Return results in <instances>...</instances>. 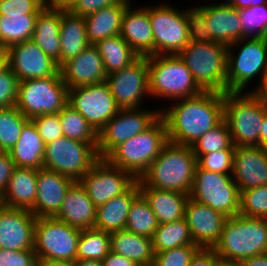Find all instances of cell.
Returning a JSON list of instances; mask_svg holds the SVG:
<instances>
[{"mask_svg": "<svg viewBox=\"0 0 267 266\" xmlns=\"http://www.w3.org/2000/svg\"><path fill=\"white\" fill-rule=\"evenodd\" d=\"M97 146L61 136L45 145L43 168L79 181L101 159Z\"/></svg>", "mask_w": 267, "mask_h": 266, "instance_id": "30bf717a", "label": "cell"}, {"mask_svg": "<svg viewBox=\"0 0 267 266\" xmlns=\"http://www.w3.org/2000/svg\"><path fill=\"white\" fill-rule=\"evenodd\" d=\"M148 70L149 95L152 97L172 102L202 92L178 54L148 56Z\"/></svg>", "mask_w": 267, "mask_h": 266, "instance_id": "ba28073f", "label": "cell"}, {"mask_svg": "<svg viewBox=\"0 0 267 266\" xmlns=\"http://www.w3.org/2000/svg\"><path fill=\"white\" fill-rule=\"evenodd\" d=\"M186 21L189 32V41L213 43L205 16V5L186 9Z\"/></svg>", "mask_w": 267, "mask_h": 266, "instance_id": "f6af8a7d", "label": "cell"}, {"mask_svg": "<svg viewBox=\"0 0 267 266\" xmlns=\"http://www.w3.org/2000/svg\"><path fill=\"white\" fill-rule=\"evenodd\" d=\"M212 250L219 258L237 262L267 253V219L229 217Z\"/></svg>", "mask_w": 267, "mask_h": 266, "instance_id": "3957f363", "label": "cell"}, {"mask_svg": "<svg viewBox=\"0 0 267 266\" xmlns=\"http://www.w3.org/2000/svg\"><path fill=\"white\" fill-rule=\"evenodd\" d=\"M19 80L13 71L6 66L0 71V109L16 104Z\"/></svg>", "mask_w": 267, "mask_h": 266, "instance_id": "c3c4849f", "label": "cell"}, {"mask_svg": "<svg viewBox=\"0 0 267 266\" xmlns=\"http://www.w3.org/2000/svg\"><path fill=\"white\" fill-rule=\"evenodd\" d=\"M110 251L134 261L139 266H152L154 250L152 238L126 230L110 233Z\"/></svg>", "mask_w": 267, "mask_h": 266, "instance_id": "836d02e7", "label": "cell"}, {"mask_svg": "<svg viewBox=\"0 0 267 266\" xmlns=\"http://www.w3.org/2000/svg\"><path fill=\"white\" fill-rule=\"evenodd\" d=\"M194 154H208L222 149H235L226 121L202 135L192 146Z\"/></svg>", "mask_w": 267, "mask_h": 266, "instance_id": "b9f144b4", "label": "cell"}, {"mask_svg": "<svg viewBox=\"0 0 267 266\" xmlns=\"http://www.w3.org/2000/svg\"><path fill=\"white\" fill-rule=\"evenodd\" d=\"M16 168L9 152L0 154V197L5 192L9 179Z\"/></svg>", "mask_w": 267, "mask_h": 266, "instance_id": "db71d44e", "label": "cell"}, {"mask_svg": "<svg viewBox=\"0 0 267 266\" xmlns=\"http://www.w3.org/2000/svg\"><path fill=\"white\" fill-rule=\"evenodd\" d=\"M231 0H223L220 3H215V5H229Z\"/></svg>", "mask_w": 267, "mask_h": 266, "instance_id": "a7ac6f4b", "label": "cell"}, {"mask_svg": "<svg viewBox=\"0 0 267 266\" xmlns=\"http://www.w3.org/2000/svg\"><path fill=\"white\" fill-rule=\"evenodd\" d=\"M61 5L67 7L73 0H57Z\"/></svg>", "mask_w": 267, "mask_h": 266, "instance_id": "003e7915", "label": "cell"}, {"mask_svg": "<svg viewBox=\"0 0 267 266\" xmlns=\"http://www.w3.org/2000/svg\"><path fill=\"white\" fill-rule=\"evenodd\" d=\"M140 194L137 180L125 193L97 207L94 228L109 233L125 230L131 205Z\"/></svg>", "mask_w": 267, "mask_h": 266, "instance_id": "f546056e", "label": "cell"}, {"mask_svg": "<svg viewBox=\"0 0 267 266\" xmlns=\"http://www.w3.org/2000/svg\"><path fill=\"white\" fill-rule=\"evenodd\" d=\"M242 39L244 37L267 38V4L239 10Z\"/></svg>", "mask_w": 267, "mask_h": 266, "instance_id": "ee69618b", "label": "cell"}, {"mask_svg": "<svg viewBox=\"0 0 267 266\" xmlns=\"http://www.w3.org/2000/svg\"><path fill=\"white\" fill-rule=\"evenodd\" d=\"M94 46L103 59L107 75L131 65L140 57L120 35L102 39Z\"/></svg>", "mask_w": 267, "mask_h": 266, "instance_id": "e575fe53", "label": "cell"}, {"mask_svg": "<svg viewBox=\"0 0 267 266\" xmlns=\"http://www.w3.org/2000/svg\"><path fill=\"white\" fill-rule=\"evenodd\" d=\"M197 166L191 146L168 141L140 178L148 187L189 195Z\"/></svg>", "mask_w": 267, "mask_h": 266, "instance_id": "7a4b0ae2", "label": "cell"}, {"mask_svg": "<svg viewBox=\"0 0 267 266\" xmlns=\"http://www.w3.org/2000/svg\"><path fill=\"white\" fill-rule=\"evenodd\" d=\"M200 249L198 245H186L155 253L152 266H189Z\"/></svg>", "mask_w": 267, "mask_h": 266, "instance_id": "7dc6e473", "label": "cell"}, {"mask_svg": "<svg viewBox=\"0 0 267 266\" xmlns=\"http://www.w3.org/2000/svg\"><path fill=\"white\" fill-rule=\"evenodd\" d=\"M260 147L267 150V105L264 103V120L260 133Z\"/></svg>", "mask_w": 267, "mask_h": 266, "instance_id": "91938a15", "label": "cell"}, {"mask_svg": "<svg viewBox=\"0 0 267 266\" xmlns=\"http://www.w3.org/2000/svg\"><path fill=\"white\" fill-rule=\"evenodd\" d=\"M7 66V50L0 47V71Z\"/></svg>", "mask_w": 267, "mask_h": 266, "instance_id": "03108f58", "label": "cell"}, {"mask_svg": "<svg viewBox=\"0 0 267 266\" xmlns=\"http://www.w3.org/2000/svg\"><path fill=\"white\" fill-rule=\"evenodd\" d=\"M241 263L243 266H267V253L248 257Z\"/></svg>", "mask_w": 267, "mask_h": 266, "instance_id": "680465c9", "label": "cell"}, {"mask_svg": "<svg viewBox=\"0 0 267 266\" xmlns=\"http://www.w3.org/2000/svg\"><path fill=\"white\" fill-rule=\"evenodd\" d=\"M137 180L127 171L100 159L80 180L97 207L125 193Z\"/></svg>", "mask_w": 267, "mask_h": 266, "instance_id": "e0dca14e", "label": "cell"}, {"mask_svg": "<svg viewBox=\"0 0 267 266\" xmlns=\"http://www.w3.org/2000/svg\"><path fill=\"white\" fill-rule=\"evenodd\" d=\"M60 41V67L90 45L84 17L72 14L63 5H61Z\"/></svg>", "mask_w": 267, "mask_h": 266, "instance_id": "1f68e13d", "label": "cell"}, {"mask_svg": "<svg viewBox=\"0 0 267 266\" xmlns=\"http://www.w3.org/2000/svg\"><path fill=\"white\" fill-rule=\"evenodd\" d=\"M60 22L61 4L50 0L38 13L32 41L48 56L52 57L60 67Z\"/></svg>", "mask_w": 267, "mask_h": 266, "instance_id": "484cf974", "label": "cell"}, {"mask_svg": "<svg viewBox=\"0 0 267 266\" xmlns=\"http://www.w3.org/2000/svg\"><path fill=\"white\" fill-rule=\"evenodd\" d=\"M159 223L149 202L140 194L132 203L128 213L125 230L152 238Z\"/></svg>", "mask_w": 267, "mask_h": 266, "instance_id": "74e56055", "label": "cell"}, {"mask_svg": "<svg viewBox=\"0 0 267 266\" xmlns=\"http://www.w3.org/2000/svg\"><path fill=\"white\" fill-rule=\"evenodd\" d=\"M45 143L32 119L23 126L20 138L9 151V155L18 168H43Z\"/></svg>", "mask_w": 267, "mask_h": 266, "instance_id": "4dcf8cb0", "label": "cell"}, {"mask_svg": "<svg viewBox=\"0 0 267 266\" xmlns=\"http://www.w3.org/2000/svg\"><path fill=\"white\" fill-rule=\"evenodd\" d=\"M75 266H102L101 261L96 260H75Z\"/></svg>", "mask_w": 267, "mask_h": 266, "instance_id": "e7e4bbea", "label": "cell"}, {"mask_svg": "<svg viewBox=\"0 0 267 266\" xmlns=\"http://www.w3.org/2000/svg\"><path fill=\"white\" fill-rule=\"evenodd\" d=\"M37 176V169L16 167L0 197V204L8 208L31 211L36 201Z\"/></svg>", "mask_w": 267, "mask_h": 266, "instance_id": "4316f807", "label": "cell"}, {"mask_svg": "<svg viewBox=\"0 0 267 266\" xmlns=\"http://www.w3.org/2000/svg\"><path fill=\"white\" fill-rule=\"evenodd\" d=\"M237 46L240 50L236 55L233 49ZM258 74L262 79L255 89L252 88L253 92L262 85L267 75V38L244 37L233 42L227 49L226 92L247 91L244 88H247Z\"/></svg>", "mask_w": 267, "mask_h": 266, "instance_id": "8992f818", "label": "cell"}, {"mask_svg": "<svg viewBox=\"0 0 267 266\" xmlns=\"http://www.w3.org/2000/svg\"><path fill=\"white\" fill-rule=\"evenodd\" d=\"M194 244L212 249L219 241L227 216L189 197L185 216Z\"/></svg>", "mask_w": 267, "mask_h": 266, "instance_id": "d6986e66", "label": "cell"}, {"mask_svg": "<svg viewBox=\"0 0 267 266\" xmlns=\"http://www.w3.org/2000/svg\"><path fill=\"white\" fill-rule=\"evenodd\" d=\"M97 208L79 181L66 192L59 212L54 216L62 222L81 230L94 228Z\"/></svg>", "mask_w": 267, "mask_h": 266, "instance_id": "d4e9b609", "label": "cell"}, {"mask_svg": "<svg viewBox=\"0 0 267 266\" xmlns=\"http://www.w3.org/2000/svg\"><path fill=\"white\" fill-rule=\"evenodd\" d=\"M263 4H267V0H231L229 6H232L238 10H242L249 7L260 6Z\"/></svg>", "mask_w": 267, "mask_h": 266, "instance_id": "6f0895ef", "label": "cell"}, {"mask_svg": "<svg viewBox=\"0 0 267 266\" xmlns=\"http://www.w3.org/2000/svg\"><path fill=\"white\" fill-rule=\"evenodd\" d=\"M157 5L147 6L154 37V55H177L189 43L186 9L178 10L168 2Z\"/></svg>", "mask_w": 267, "mask_h": 266, "instance_id": "4fadbf2b", "label": "cell"}, {"mask_svg": "<svg viewBox=\"0 0 267 266\" xmlns=\"http://www.w3.org/2000/svg\"><path fill=\"white\" fill-rule=\"evenodd\" d=\"M132 7L130 3L124 11L120 36L140 57L154 55V37L147 7Z\"/></svg>", "mask_w": 267, "mask_h": 266, "instance_id": "cb8c5ba5", "label": "cell"}, {"mask_svg": "<svg viewBox=\"0 0 267 266\" xmlns=\"http://www.w3.org/2000/svg\"><path fill=\"white\" fill-rule=\"evenodd\" d=\"M110 252V233L95 228L81 230L76 260L102 261Z\"/></svg>", "mask_w": 267, "mask_h": 266, "instance_id": "f35d334b", "label": "cell"}, {"mask_svg": "<svg viewBox=\"0 0 267 266\" xmlns=\"http://www.w3.org/2000/svg\"><path fill=\"white\" fill-rule=\"evenodd\" d=\"M7 66L19 82L29 79L61 75L60 67L32 40L20 42L7 49Z\"/></svg>", "mask_w": 267, "mask_h": 266, "instance_id": "ac0fdd59", "label": "cell"}, {"mask_svg": "<svg viewBox=\"0 0 267 266\" xmlns=\"http://www.w3.org/2000/svg\"><path fill=\"white\" fill-rule=\"evenodd\" d=\"M154 253L194 244L186 219L159 224L152 237Z\"/></svg>", "mask_w": 267, "mask_h": 266, "instance_id": "8d00e7d4", "label": "cell"}, {"mask_svg": "<svg viewBox=\"0 0 267 266\" xmlns=\"http://www.w3.org/2000/svg\"><path fill=\"white\" fill-rule=\"evenodd\" d=\"M68 104V88L61 75L19 82L15 106L27 118L59 113Z\"/></svg>", "mask_w": 267, "mask_h": 266, "instance_id": "9c48e42d", "label": "cell"}, {"mask_svg": "<svg viewBox=\"0 0 267 266\" xmlns=\"http://www.w3.org/2000/svg\"><path fill=\"white\" fill-rule=\"evenodd\" d=\"M239 214L267 219V185L240 191Z\"/></svg>", "mask_w": 267, "mask_h": 266, "instance_id": "7bdbcfd3", "label": "cell"}, {"mask_svg": "<svg viewBox=\"0 0 267 266\" xmlns=\"http://www.w3.org/2000/svg\"><path fill=\"white\" fill-rule=\"evenodd\" d=\"M143 109H120L98 132L97 151L101 159H105L120 144L144 132L160 117L159 108L155 111Z\"/></svg>", "mask_w": 267, "mask_h": 266, "instance_id": "5bb4252c", "label": "cell"}, {"mask_svg": "<svg viewBox=\"0 0 267 266\" xmlns=\"http://www.w3.org/2000/svg\"><path fill=\"white\" fill-rule=\"evenodd\" d=\"M227 49L220 43L189 41L178 55L202 91L225 93Z\"/></svg>", "mask_w": 267, "mask_h": 266, "instance_id": "52a82bcc", "label": "cell"}, {"mask_svg": "<svg viewBox=\"0 0 267 266\" xmlns=\"http://www.w3.org/2000/svg\"><path fill=\"white\" fill-rule=\"evenodd\" d=\"M68 104L98 133L120 110L105 81L68 89Z\"/></svg>", "mask_w": 267, "mask_h": 266, "instance_id": "9a60e30c", "label": "cell"}, {"mask_svg": "<svg viewBox=\"0 0 267 266\" xmlns=\"http://www.w3.org/2000/svg\"><path fill=\"white\" fill-rule=\"evenodd\" d=\"M189 197L228 218L239 214L240 190L231 174L211 172L196 166Z\"/></svg>", "mask_w": 267, "mask_h": 266, "instance_id": "8fae6325", "label": "cell"}, {"mask_svg": "<svg viewBox=\"0 0 267 266\" xmlns=\"http://www.w3.org/2000/svg\"><path fill=\"white\" fill-rule=\"evenodd\" d=\"M101 262L102 266H139L127 257L118 255L111 251L103 258Z\"/></svg>", "mask_w": 267, "mask_h": 266, "instance_id": "9f6ffc18", "label": "cell"}, {"mask_svg": "<svg viewBox=\"0 0 267 266\" xmlns=\"http://www.w3.org/2000/svg\"><path fill=\"white\" fill-rule=\"evenodd\" d=\"M218 258L212 249L201 248L191 259L189 266H215Z\"/></svg>", "mask_w": 267, "mask_h": 266, "instance_id": "11a10c76", "label": "cell"}, {"mask_svg": "<svg viewBox=\"0 0 267 266\" xmlns=\"http://www.w3.org/2000/svg\"><path fill=\"white\" fill-rule=\"evenodd\" d=\"M167 142L166 123L160 116L144 132L117 146L105 159L111 165L129 172L138 180L160 155Z\"/></svg>", "mask_w": 267, "mask_h": 266, "instance_id": "277c9868", "label": "cell"}, {"mask_svg": "<svg viewBox=\"0 0 267 266\" xmlns=\"http://www.w3.org/2000/svg\"><path fill=\"white\" fill-rule=\"evenodd\" d=\"M173 102L160 110L170 142L192 146L224 119V93L202 91Z\"/></svg>", "mask_w": 267, "mask_h": 266, "instance_id": "6da1fadb", "label": "cell"}, {"mask_svg": "<svg viewBox=\"0 0 267 266\" xmlns=\"http://www.w3.org/2000/svg\"><path fill=\"white\" fill-rule=\"evenodd\" d=\"M130 1L131 0H73L66 8L74 15L86 17L104 7L119 2Z\"/></svg>", "mask_w": 267, "mask_h": 266, "instance_id": "f5cc1de1", "label": "cell"}, {"mask_svg": "<svg viewBox=\"0 0 267 266\" xmlns=\"http://www.w3.org/2000/svg\"><path fill=\"white\" fill-rule=\"evenodd\" d=\"M50 0H2L0 15L38 14Z\"/></svg>", "mask_w": 267, "mask_h": 266, "instance_id": "f907efd6", "label": "cell"}, {"mask_svg": "<svg viewBox=\"0 0 267 266\" xmlns=\"http://www.w3.org/2000/svg\"><path fill=\"white\" fill-rule=\"evenodd\" d=\"M36 219L30 210L0 204V248L17 251L33 249Z\"/></svg>", "mask_w": 267, "mask_h": 266, "instance_id": "ffe728a7", "label": "cell"}, {"mask_svg": "<svg viewBox=\"0 0 267 266\" xmlns=\"http://www.w3.org/2000/svg\"><path fill=\"white\" fill-rule=\"evenodd\" d=\"M37 266H75V261L38 260Z\"/></svg>", "mask_w": 267, "mask_h": 266, "instance_id": "94428289", "label": "cell"}, {"mask_svg": "<svg viewBox=\"0 0 267 266\" xmlns=\"http://www.w3.org/2000/svg\"><path fill=\"white\" fill-rule=\"evenodd\" d=\"M210 36L215 43L229 47L233 42L242 39L239 10L229 5H205Z\"/></svg>", "mask_w": 267, "mask_h": 266, "instance_id": "83f0119b", "label": "cell"}, {"mask_svg": "<svg viewBox=\"0 0 267 266\" xmlns=\"http://www.w3.org/2000/svg\"><path fill=\"white\" fill-rule=\"evenodd\" d=\"M60 73L68 89L102 83L107 79L103 59L94 45L66 61L60 67Z\"/></svg>", "mask_w": 267, "mask_h": 266, "instance_id": "44dd1931", "label": "cell"}, {"mask_svg": "<svg viewBox=\"0 0 267 266\" xmlns=\"http://www.w3.org/2000/svg\"><path fill=\"white\" fill-rule=\"evenodd\" d=\"M38 259L34 249L12 250L0 248V266H37Z\"/></svg>", "mask_w": 267, "mask_h": 266, "instance_id": "816d5d0a", "label": "cell"}, {"mask_svg": "<svg viewBox=\"0 0 267 266\" xmlns=\"http://www.w3.org/2000/svg\"><path fill=\"white\" fill-rule=\"evenodd\" d=\"M224 120L235 147L260 146L264 102L251 89L224 93Z\"/></svg>", "mask_w": 267, "mask_h": 266, "instance_id": "5b68a950", "label": "cell"}, {"mask_svg": "<svg viewBox=\"0 0 267 266\" xmlns=\"http://www.w3.org/2000/svg\"><path fill=\"white\" fill-rule=\"evenodd\" d=\"M215 266H243V265L241 262L218 258L215 261Z\"/></svg>", "mask_w": 267, "mask_h": 266, "instance_id": "be15d7a7", "label": "cell"}, {"mask_svg": "<svg viewBox=\"0 0 267 266\" xmlns=\"http://www.w3.org/2000/svg\"><path fill=\"white\" fill-rule=\"evenodd\" d=\"M130 3L119 2L84 17L90 45H95L107 37L120 35L123 14Z\"/></svg>", "mask_w": 267, "mask_h": 266, "instance_id": "d6a6232c", "label": "cell"}, {"mask_svg": "<svg viewBox=\"0 0 267 266\" xmlns=\"http://www.w3.org/2000/svg\"><path fill=\"white\" fill-rule=\"evenodd\" d=\"M231 175L240 191L267 185V150L260 146L235 147Z\"/></svg>", "mask_w": 267, "mask_h": 266, "instance_id": "7402d4cb", "label": "cell"}, {"mask_svg": "<svg viewBox=\"0 0 267 266\" xmlns=\"http://www.w3.org/2000/svg\"><path fill=\"white\" fill-rule=\"evenodd\" d=\"M235 149H222L208 154H195L197 166L201 169L232 174Z\"/></svg>", "mask_w": 267, "mask_h": 266, "instance_id": "bcb514c9", "label": "cell"}, {"mask_svg": "<svg viewBox=\"0 0 267 266\" xmlns=\"http://www.w3.org/2000/svg\"><path fill=\"white\" fill-rule=\"evenodd\" d=\"M255 93L267 105V75L264 77L262 85L255 91Z\"/></svg>", "mask_w": 267, "mask_h": 266, "instance_id": "6125c7cd", "label": "cell"}, {"mask_svg": "<svg viewBox=\"0 0 267 266\" xmlns=\"http://www.w3.org/2000/svg\"><path fill=\"white\" fill-rule=\"evenodd\" d=\"M81 229L56 217H38L34 229V251L38 260L75 261Z\"/></svg>", "mask_w": 267, "mask_h": 266, "instance_id": "7c38bea8", "label": "cell"}, {"mask_svg": "<svg viewBox=\"0 0 267 266\" xmlns=\"http://www.w3.org/2000/svg\"><path fill=\"white\" fill-rule=\"evenodd\" d=\"M138 185L141 194L149 202L159 224L184 218L189 195L148 187L141 179H138Z\"/></svg>", "mask_w": 267, "mask_h": 266, "instance_id": "f1b7e54d", "label": "cell"}, {"mask_svg": "<svg viewBox=\"0 0 267 266\" xmlns=\"http://www.w3.org/2000/svg\"><path fill=\"white\" fill-rule=\"evenodd\" d=\"M75 181L63 174L39 169L36 201L31 212L38 217H54L60 210L66 192Z\"/></svg>", "mask_w": 267, "mask_h": 266, "instance_id": "603a6c76", "label": "cell"}, {"mask_svg": "<svg viewBox=\"0 0 267 266\" xmlns=\"http://www.w3.org/2000/svg\"><path fill=\"white\" fill-rule=\"evenodd\" d=\"M38 14L0 15V47H9L31 40Z\"/></svg>", "mask_w": 267, "mask_h": 266, "instance_id": "d590c367", "label": "cell"}, {"mask_svg": "<svg viewBox=\"0 0 267 266\" xmlns=\"http://www.w3.org/2000/svg\"><path fill=\"white\" fill-rule=\"evenodd\" d=\"M5 151L3 150L1 144H0V154L4 153Z\"/></svg>", "mask_w": 267, "mask_h": 266, "instance_id": "89a4df30", "label": "cell"}, {"mask_svg": "<svg viewBox=\"0 0 267 266\" xmlns=\"http://www.w3.org/2000/svg\"><path fill=\"white\" fill-rule=\"evenodd\" d=\"M28 120L15 105L0 109V144L5 152H9L18 141Z\"/></svg>", "mask_w": 267, "mask_h": 266, "instance_id": "60d3db41", "label": "cell"}, {"mask_svg": "<svg viewBox=\"0 0 267 266\" xmlns=\"http://www.w3.org/2000/svg\"><path fill=\"white\" fill-rule=\"evenodd\" d=\"M39 135L42 137L45 145L53 142L57 138L64 136L62 126L59 120V113L42 114L33 119Z\"/></svg>", "mask_w": 267, "mask_h": 266, "instance_id": "681fc988", "label": "cell"}, {"mask_svg": "<svg viewBox=\"0 0 267 266\" xmlns=\"http://www.w3.org/2000/svg\"><path fill=\"white\" fill-rule=\"evenodd\" d=\"M106 82L120 109L140 108L143 97L150 96L148 57H139L131 65L107 75Z\"/></svg>", "mask_w": 267, "mask_h": 266, "instance_id": "2e32d148", "label": "cell"}, {"mask_svg": "<svg viewBox=\"0 0 267 266\" xmlns=\"http://www.w3.org/2000/svg\"><path fill=\"white\" fill-rule=\"evenodd\" d=\"M59 120L65 137L85 143H98V133L69 104L59 112Z\"/></svg>", "mask_w": 267, "mask_h": 266, "instance_id": "ab89813d", "label": "cell"}]
</instances>
